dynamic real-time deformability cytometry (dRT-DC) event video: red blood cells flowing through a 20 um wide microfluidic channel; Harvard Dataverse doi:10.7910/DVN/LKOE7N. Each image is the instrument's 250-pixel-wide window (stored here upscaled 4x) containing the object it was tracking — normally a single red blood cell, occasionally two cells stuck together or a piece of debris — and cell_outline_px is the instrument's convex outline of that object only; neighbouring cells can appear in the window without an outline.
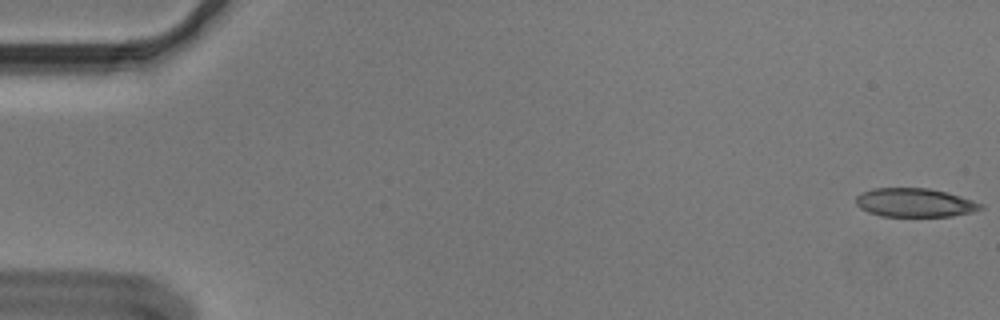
{"species": "Egyptian fruit bat (a non-hibernating species)", "species_latin": "Rousettus aegyptiacus", "temperature_condition": "cold", "stored_images_in_passage": 14, "camera_frame_rate_fps": 3000, "um_per_image_px": 0.085, "animal": {"sex": "male"}, "frame": {"image": 1, "passage_image": 1, "time_ms": 0.0, "image_size_px": [1000, 320], "cell_outline_px": [[984, 208], [972, 212], [952, 216], [880, 216], [868, 212], [860, 208], [856, 204], [856, 196], [872, 188], [928, 188], [948, 192], [984, 204]], "centroid_in_image_um": [77.77, 17.22], "position_along_channel_um": 7.2, "area_um2": 20.92}}
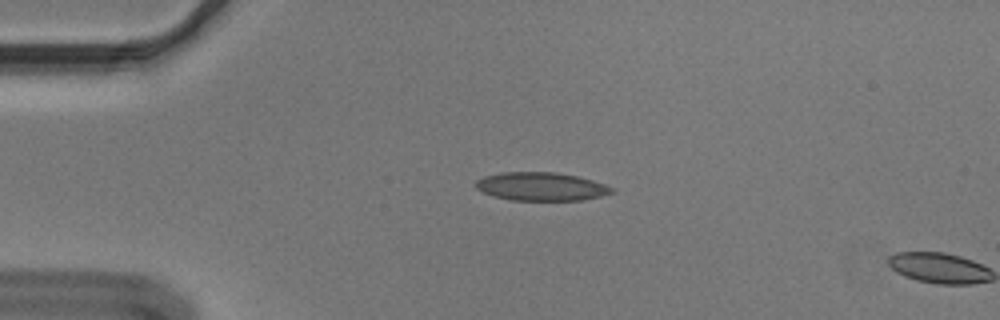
{"frame": {"image": 2, "passage_image": 13, "time_ms": 4.0, "image_size_px": [1000, 320], "cell_outline_px": [[616, 192], [584, 200], [512, 200], [492, 196], [476, 188], [476, 180], [484, 176], [504, 172], [556, 172], [576, 176], [592, 180], [616, 188]], "centroid_in_image_um": [46.03, 15.85], "position_along_channel_um": 39.0, "area_um2": 22.48}}